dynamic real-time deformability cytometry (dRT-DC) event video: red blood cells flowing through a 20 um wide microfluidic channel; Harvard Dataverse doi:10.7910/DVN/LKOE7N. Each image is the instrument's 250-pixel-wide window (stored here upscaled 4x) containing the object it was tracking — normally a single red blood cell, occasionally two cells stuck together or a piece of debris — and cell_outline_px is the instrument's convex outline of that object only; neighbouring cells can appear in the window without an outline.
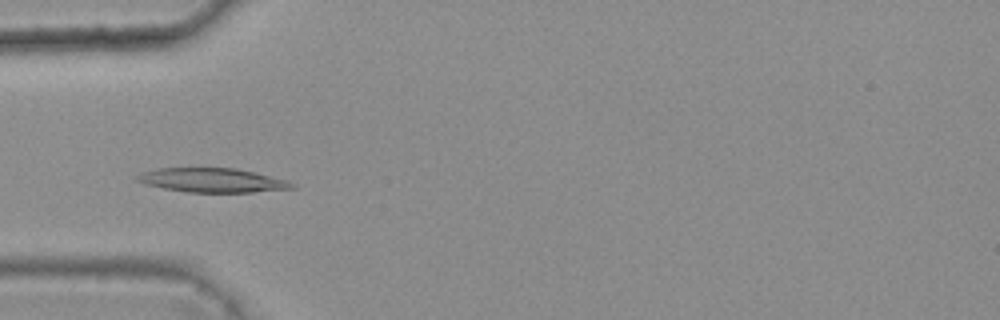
{"species": "common noctule bat (a hibernating species)", "species_latin": "Nyctalus noctula", "temperature_condition": "warm", "stored_images_in_passage": 45, "camera_frame_rate_fps": 3000, "um_per_image_px": 0.085, "animal": {"sex": "female", "body_mass_g": 25.1}, "frame": {"image": 1, "passage_image": 17, "time_ms": 5.333, "image_size_px": [1000, 320], "cell_outline_px": [[296, 188], [252, 192], [188, 192], [164, 188], [144, 184], [136, 180], [136, 176], [140, 172], [156, 168], [236, 168], [288, 180], [296, 184]], "centroid_in_image_um": [18.04, 15.31], "position_along_channel_um": 67.0, "area_um2": 21.85}}
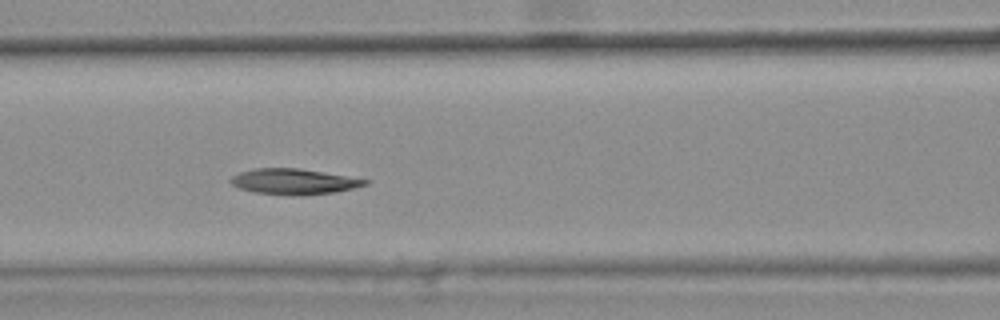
{"frame": {"image": 2, "passage_image": 23, "time_ms": 7.333, "image_size_px": [1000, 320], "cell_outline_px": [[372, 180], [368, 184], [336, 192], [300, 196], [256, 192], [240, 188], [232, 184], [228, 180], [232, 176], [240, 172], [252, 168], [300, 168]], "centroid_in_image_um": [25.0, 15.42], "position_along_channel_um": 141.6, "area_um2": 20.11}}
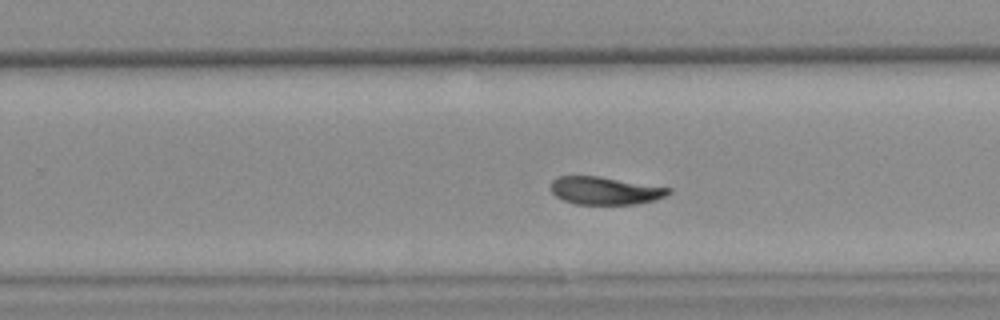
{"frame": {"image": 3, "passage_image": 34, "time_ms": 11.0, "image_size_px": [1000, 320], "cell_outline_px": [[672, 192], [664, 196], [652, 200], [636, 204], [576, 204], [564, 200], [556, 196], [552, 192], [552, 180], [556, 176], [600, 176], [672, 188]], "centroid_in_image_um": [51.43, 16.19], "position_along_channel_um": 278.4, "area_um2": 18.96}, "authors_computed_cell_mechanics": {"area_um2": 20.6346, "velocity_mm_per_s": 3.7424, "shape_relaxation_time_tau1_ms": null, "shape_relaxation_time_tau2_ms": 5.9469, "deformation_change_tau1": null, "deformation_change_tau2": 0.1171}}